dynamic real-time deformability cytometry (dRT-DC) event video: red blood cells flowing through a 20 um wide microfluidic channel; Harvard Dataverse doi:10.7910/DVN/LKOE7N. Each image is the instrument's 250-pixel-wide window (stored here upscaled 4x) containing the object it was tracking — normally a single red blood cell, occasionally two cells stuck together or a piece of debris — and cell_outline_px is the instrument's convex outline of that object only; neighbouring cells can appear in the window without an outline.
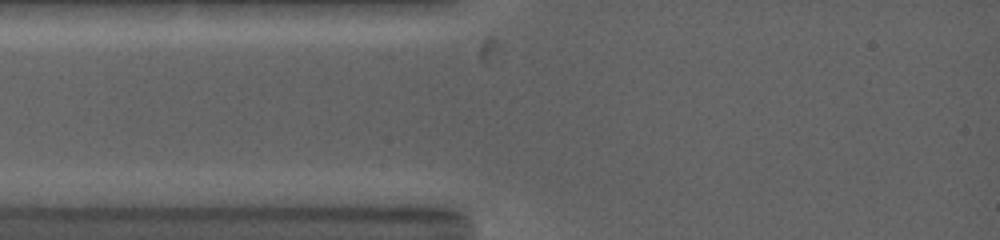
{"species": "common noctule bat (a hibernating species)", "species_latin": "Nyctalus noctula", "temperature_condition": "warm", "stored_images_in_passage": 2, "camera_frame_rate_fps": 5000, "um_per_image_px": 0.085, "animal": {"sex": "female", "body_mass_g": 19.0, "forearm_length_mm": 53.3}, "frame": {"image": 1, "passage_image": 1, "time_ms": 0.0, "image_size_px": [1000, 240], "cell_outline_px": [[160, 160], [156, 164], [84, 168], [28, 164], [12, 160], [12, 156], [152, 156]], "centroid_in_image_um": [7.39, 13.68], "position_along_channel_um": 77.6, "area_um2": 10.0}}